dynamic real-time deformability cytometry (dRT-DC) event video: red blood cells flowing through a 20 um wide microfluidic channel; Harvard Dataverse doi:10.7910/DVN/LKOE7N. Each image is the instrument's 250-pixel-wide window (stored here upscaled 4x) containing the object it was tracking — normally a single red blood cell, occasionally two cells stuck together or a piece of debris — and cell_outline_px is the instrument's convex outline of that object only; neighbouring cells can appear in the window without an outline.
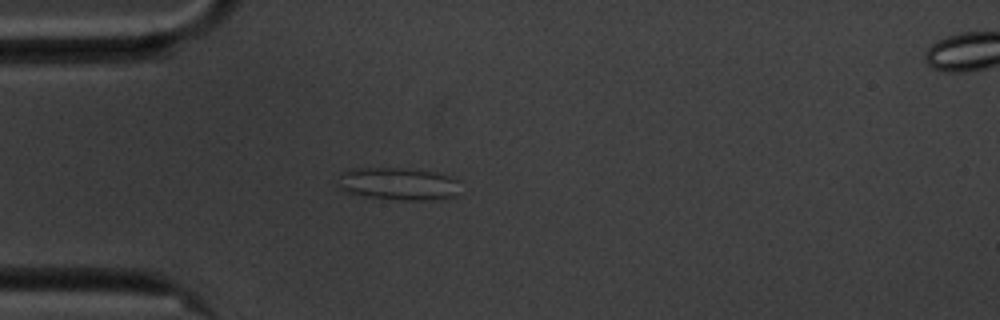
{"species": "common noctule bat (a hibernating species)", "species_latin": "Nyctalus noctula", "temperature_condition": "cold", "stored_images_in_passage": 42, "camera_frame_rate_fps": 3000, "um_per_image_px": 0.085, "animal": {"sex": "male", "body_mass_g": 20.1, "forearm_length_mm": 53.5}, "frame": {"image": 1, "passage_image": 1, "time_ms": 0.0, "image_size_px": [1000, 320], "cell_outline_px": [[460, 180], [456, 196], [440, 200], [400, 200], [364, 196], [344, 192], [340, 184], [340, 172], [348, 168], [404, 168], [436, 172], [452, 176]], "centroid_in_image_um": [33.9, 15.62], "position_along_channel_um": 51.1, "area_um2": 23.58}}
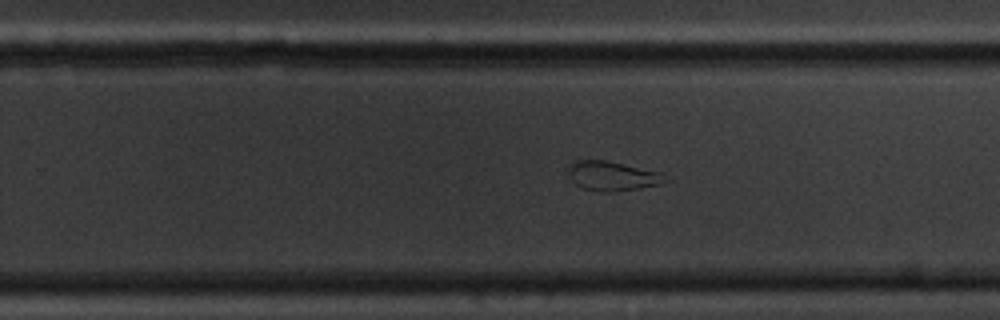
{"frame": {"image": 2, "passage_image": 21, "time_ms": 6.667, "image_size_px": [1000, 320], "cell_outline_px": [[672, 180], [660, 184], [640, 188], [612, 192], [600, 192], [584, 188], [576, 184], [564, 172], [572, 160], [604, 160], [660, 172]], "centroid_in_image_um": [52.01, 14.96], "position_along_channel_um": 277.8, "area_um2": 16.88}}
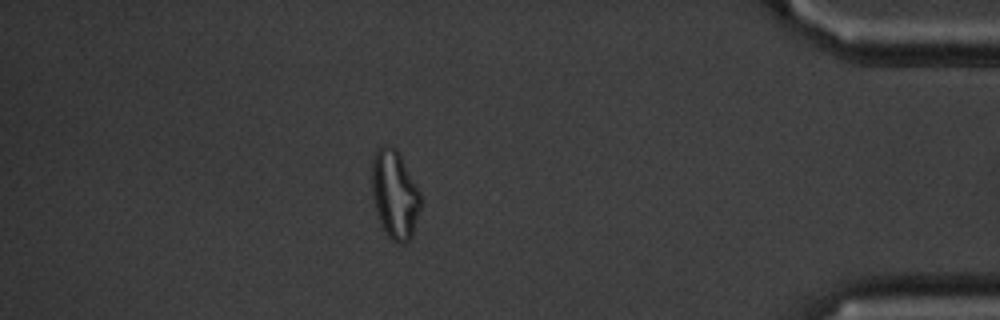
{"frame": {"image": 3, "passage_image": 35, "time_ms": 11.333, "image_size_px": [1000, 320], "cell_outline_px": [[420, 208], [412, 236], [408, 240], [400, 244], [392, 240], [388, 236], [376, 212], [372, 196], [372, 156], [384, 144], [392, 144], [400, 152], [420, 192]], "centroid_in_image_um": [33.55, 16.47], "position_along_channel_um": 401.7, "area_um2": 25.14}, "authors_computed_cell_mechanics": {"area_um2": 18.9006, "velocity_mm_per_s": 3.5376, "shape_relaxation_time_tau1_ms": null, "shape_relaxation_time_tau2_ms": 1.3535, "deformation_change_tau1": null, "deformation_change_tau2": 0.0913}}